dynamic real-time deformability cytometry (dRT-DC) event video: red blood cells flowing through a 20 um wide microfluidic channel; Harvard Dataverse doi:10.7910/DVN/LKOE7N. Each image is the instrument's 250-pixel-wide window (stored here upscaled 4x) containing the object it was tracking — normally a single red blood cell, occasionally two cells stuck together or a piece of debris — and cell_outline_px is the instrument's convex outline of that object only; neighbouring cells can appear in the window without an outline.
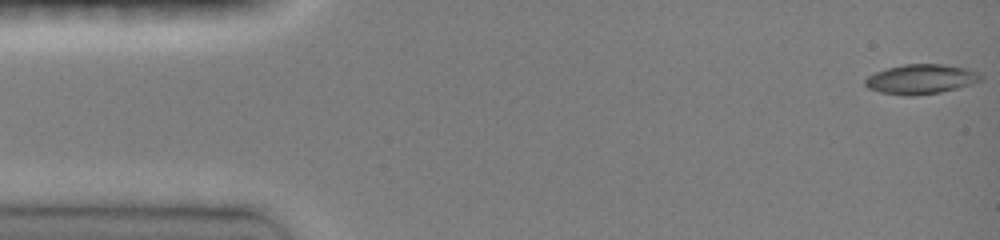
{"species": "common noctule bat (a hibernating species)", "species_latin": "Nyctalus noctula", "temperature_condition": "room temperature", "stored_images_in_passage": 34, "camera_frame_rate_fps": 3000, "um_per_image_px": 0.085, "animal": {"sex": "female", "body_mass_g": 19.0, "forearm_length_mm": 51.5}, "frame": {"image": 1, "passage_image": 1, "time_ms": 0.0, "image_size_px": [1000, 240], "cell_outline_px": [[984, 76], [980, 80], [972, 84], [940, 92], [912, 96], [908, 96], [880, 92], [868, 88], [864, 84], [864, 80], [868, 76], [876, 72], [888, 68], [904, 64], [944, 64], [964, 68], [980, 72]], "centroid_in_image_um": [78.29, 6.72], "position_along_channel_um": 6.7, "area_um2": 19.94}}
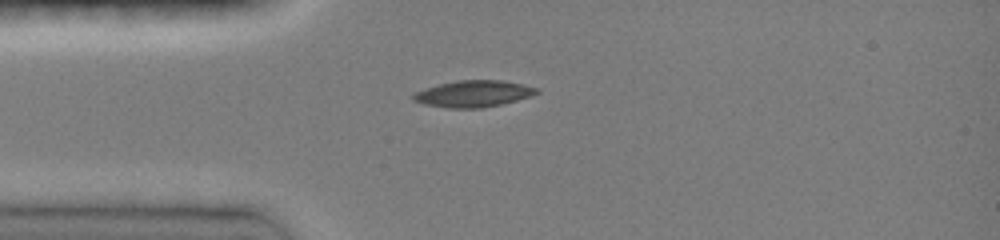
{"frame": {"image": 2, "passage_image": 22, "time_ms": 3.667, "image_size_px": [1000, 240], "cell_outline_px": [[540, 92], [516, 100], [500, 104], [480, 108], [448, 108], [424, 104], [412, 100], [412, 96], [416, 92], [424, 88], [456, 80], [504, 80], [524, 84], [540, 88]], "centroid_in_image_um": [40.24, 7.96], "position_along_channel_um": 44.8, "area_um2": 19.07}}